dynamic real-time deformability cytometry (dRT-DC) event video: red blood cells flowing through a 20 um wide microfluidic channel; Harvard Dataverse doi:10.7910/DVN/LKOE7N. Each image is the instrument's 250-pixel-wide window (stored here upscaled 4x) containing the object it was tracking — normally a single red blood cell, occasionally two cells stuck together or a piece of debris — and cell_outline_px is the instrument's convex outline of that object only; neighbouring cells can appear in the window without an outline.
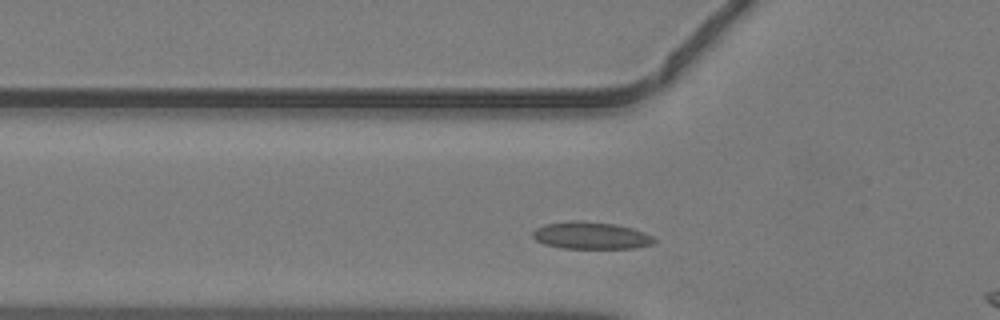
{"species": "common noctule bat (a hibernating species)", "species_latin": "Nyctalus noctula", "temperature_condition": "warm", "stored_images_in_passage": 38, "camera_frame_rate_fps": 3000, "um_per_image_px": 0.085, "animal": {"sex": "male", "body_mass_g": 19.2, "forearm_length_mm": 51.8}, "frame": {"image": 1, "passage_image": 11, "time_ms": 3.333, "image_size_px": [1000, 320], "cell_outline_px": [[656, 244], [636, 248], [560, 248], [544, 244], [536, 240], [532, 236], [532, 232], [536, 228], [548, 224], [572, 220], [584, 220], [616, 224], [632, 228], [644, 232], [652, 236], [656, 240]], "centroid_in_image_um": [50.26, 20.02], "position_along_channel_um": 75.5, "area_um2": 19.42}}
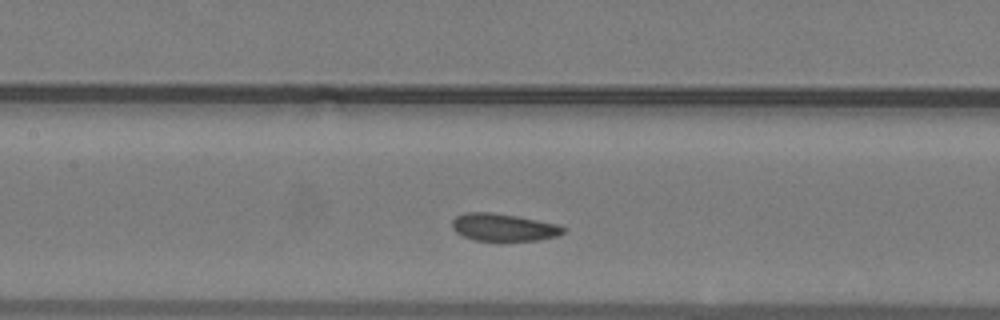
{"frame": {"image": 2, "passage_image": 17, "time_ms": 5.333, "image_size_px": [1000, 320], "cell_outline_px": [[568, 228], [560, 236], [540, 240], [500, 244], [476, 240], [464, 236], [456, 232], [452, 228], [452, 220], [456, 216], [464, 212], [492, 212], [516, 216], [560, 224]], "centroid_in_image_um": [42.86, 19.37], "position_along_channel_um": 164.5, "area_um2": 18.84}}
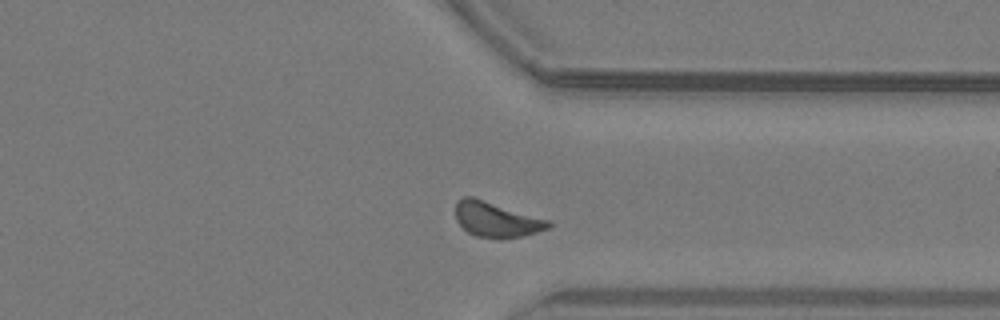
{"frame": {"image": 3, "passage_image": 31, "time_ms": 10.0, "image_size_px": [1000, 320], "cell_outline_px": [[552, 228], [520, 236], [500, 240], [476, 236], [468, 232], [456, 220], [456, 200], [464, 196], [472, 196], [548, 220], [552, 224]], "centroid_in_image_um": [42.17, 18.67], "position_along_channel_um": 369.2, "area_um2": 19.02}}